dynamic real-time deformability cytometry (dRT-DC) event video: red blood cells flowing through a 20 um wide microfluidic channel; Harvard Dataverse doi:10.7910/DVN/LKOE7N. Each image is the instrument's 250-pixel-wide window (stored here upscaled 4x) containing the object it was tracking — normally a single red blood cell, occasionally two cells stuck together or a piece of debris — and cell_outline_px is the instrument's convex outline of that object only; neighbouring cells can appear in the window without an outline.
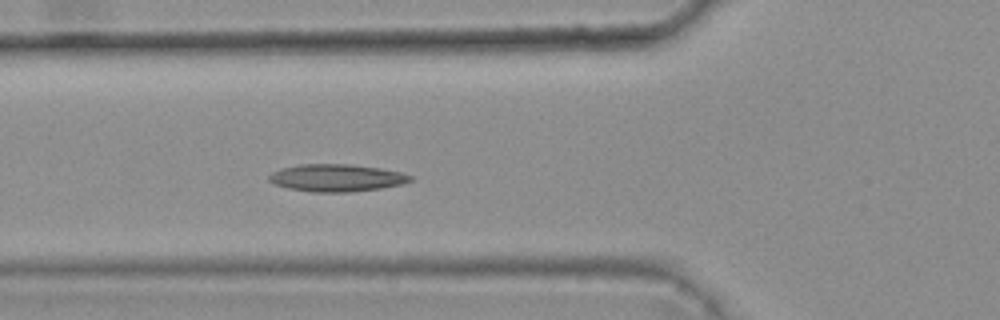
{"species": "common noctule bat (a hibernating species)", "species_latin": "Nyctalus noctula", "temperature_condition": "warm", "stored_images_in_passage": 4, "camera_frame_rate_fps": 3000, "um_per_image_px": 0.085, "animal": {"sex": "female", "body_mass_g": 25.1}, "frame": {"image": 1, "passage_image": 4, "time_ms": 1.0, "image_size_px": [1000, 320], "cell_outline_px": [[412, 180], [404, 184], [380, 188], [348, 192], [312, 192], [288, 188], [276, 184], [268, 180], [268, 176], [272, 172], [280, 168], [300, 164], [352, 164], [380, 168], [400, 172], [412, 176]], "centroid_in_image_um": [28.6, 15.11], "position_along_channel_um": 97.2, "area_um2": 22.54}}